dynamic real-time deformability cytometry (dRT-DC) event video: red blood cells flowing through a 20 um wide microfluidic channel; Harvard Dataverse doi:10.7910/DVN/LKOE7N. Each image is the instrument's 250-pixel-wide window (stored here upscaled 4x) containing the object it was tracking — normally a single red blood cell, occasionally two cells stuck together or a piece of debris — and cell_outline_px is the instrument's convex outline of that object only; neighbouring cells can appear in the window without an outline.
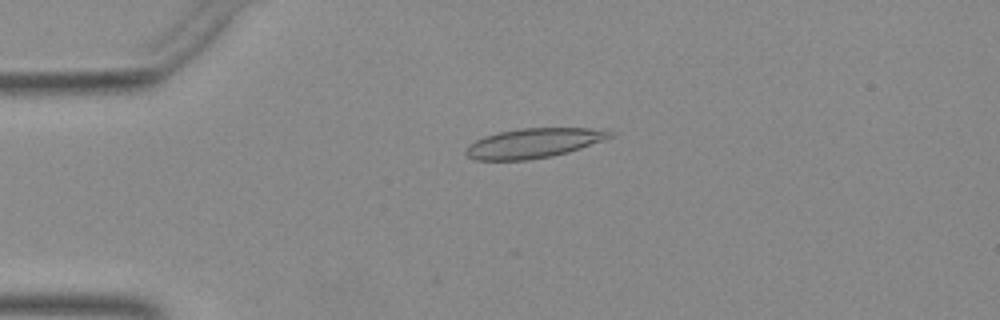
{"species": "Egyptian fruit bat (a non-hibernating species)", "species_latin": "Rousettus aegyptiacus", "temperature_condition": "warm", "stored_images_in_passage": 51, "camera_frame_rate_fps": 3000, "um_per_image_px": 0.085, "animal": {"sex": "female"}, "frame": {"image": 1, "passage_image": 12, "time_ms": 3.667, "image_size_px": [1000, 320], "cell_outline_px": [[616, 136], [568, 152], [552, 156], [528, 160], [476, 160], [468, 156], [464, 152], [468, 144], [484, 136], [500, 132], [520, 128], [604, 128], [616, 132]], "centroid_in_image_um": [45.42, 12.15], "position_along_channel_um": 39.6, "area_um2": 25.14}}
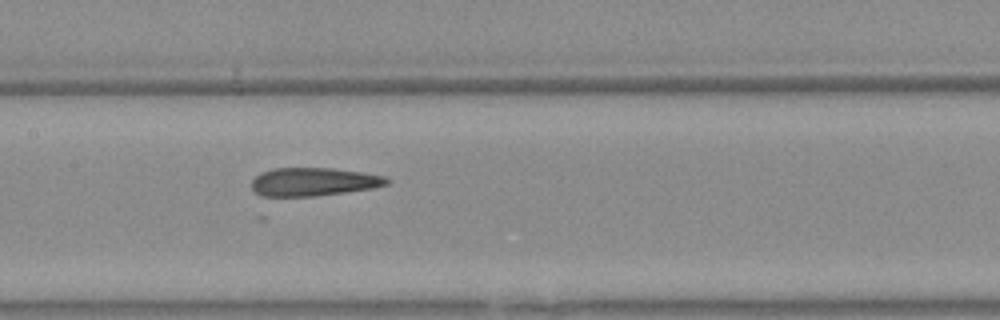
{"frame": {"image": 2, "passage_image": 25, "time_ms": 8.0, "image_size_px": [1000, 320], "cell_outline_px": [[388, 184], [372, 188], [316, 196], [260, 196], [252, 188], [252, 180], [260, 172], [272, 168], [332, 168], [360, 172], [384, 176], [388, 180]], "centroid_in_image_um": [26.6, 15.45], "position_along_channel_um": 180.8, "area_um2": 22.14}}
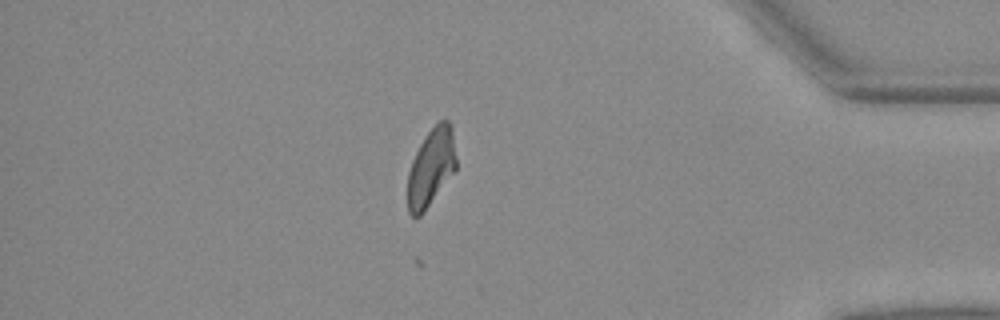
{"frame": {"image": 3, "passage_image": 44, "time_ms": 14.333, "image_size_px": [1000, 320], "cell_outline_px": [[456, 168], [424, 212], [420, 216], [412, 216], [408, 212], [408, 172], [412, 160], [420, 144], [428, 132], [440, 120], [448, 120], [452, 124], [456, 156]], "centroid_in_image_um": [36.65, 14.21], "position_along_channel_um": 398.6, "area_um2": 21.79}}